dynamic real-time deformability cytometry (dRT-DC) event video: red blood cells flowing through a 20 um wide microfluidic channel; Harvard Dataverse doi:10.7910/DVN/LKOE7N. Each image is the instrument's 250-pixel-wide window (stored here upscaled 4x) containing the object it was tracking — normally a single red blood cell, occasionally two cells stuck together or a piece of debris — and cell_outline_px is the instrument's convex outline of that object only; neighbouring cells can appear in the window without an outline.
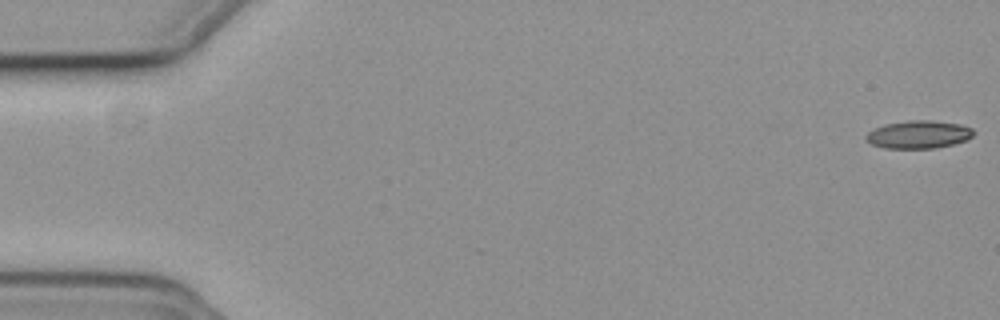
{"species": "common noctule bat (a hibernating species)", "species_latin": "Nyctalus noctula", "temperature_condition": "cold", "stored_images_in_passage": 5, "camera_frame_rate_fps": 3000, "um_per_image_px": 0.085, "animal": {"sex": "female", "body_mass_g": 19.3, "forearm_length_mm": 54.1}, "frame": {"image": 1, "passage_image": 1, "time_ms": 0.0, "image_size_px": [1000, 320], "cell_outline_px": [[976, 132], [972, 136], [964, 140], [952, 144], [936, 148], [884, 148], [872, 144], [864, 140], [864, 136], [868, 132], [884, 124], [908, 120], [932, 120], [960, 124], [972, 128]], "centroid_in_image_um": [78.06, 11.42], "position_along_channel_um": 6.9, "area_um2": 17.51}}